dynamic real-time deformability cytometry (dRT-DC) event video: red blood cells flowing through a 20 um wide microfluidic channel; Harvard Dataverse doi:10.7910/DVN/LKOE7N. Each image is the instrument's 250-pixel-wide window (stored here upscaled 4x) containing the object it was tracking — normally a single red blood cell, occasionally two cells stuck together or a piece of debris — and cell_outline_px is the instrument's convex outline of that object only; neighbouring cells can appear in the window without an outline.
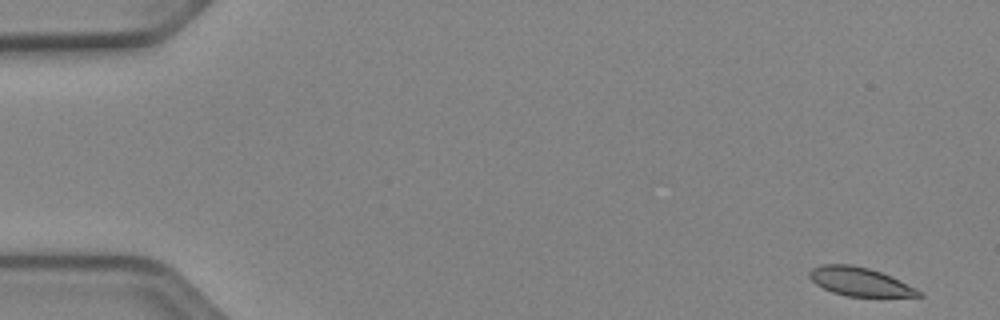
{"species": "Egyptian fruit bat (a non-hibernating species)", "species_latin": "Rousettus aegyptiacus", "temperature_condition": "cold", "stored_images_in_passage": 52, "camera_frame_rate_fps": 3000, "um_per_image_px": 0.085, "animal": {"sex": "female"}, "frame": {"image": 1, "passage_image": 1, "time_ms": 0.0, "image_size_px": [1000, 320], "cell_outline_px": [[924, 296], [848, 296], [832, 292], [816, 284], [808, 276], [808, 272], [812, 268], [820, 264], [852, 264], [868, 268], [880, 272], [916, 288]], "centroid_in_image_um": [73.02, 23.92], "position_along_channel_um": 12.0, "area_um2": 17.92}}
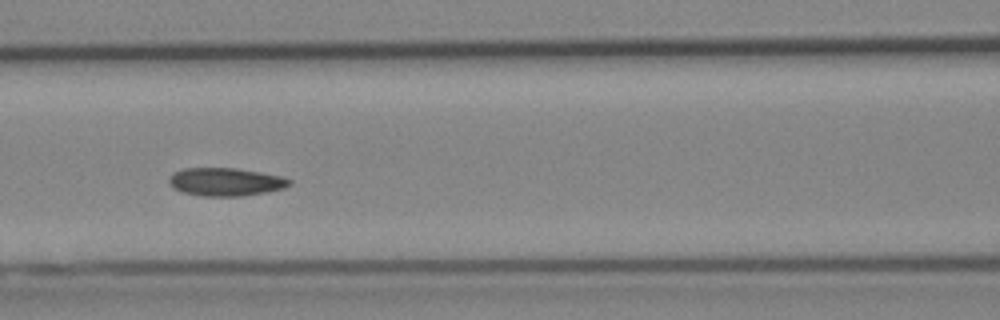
{"frame": {"image": 2, "passage_image": 22, "time_ms": 7.0, "image_size_px": [1000, 320], "cell_outline_px": [[292, 184], [284, 188], [268, 192], [240, 196], [204, 196], [180, 192], [172, 188], [168, 184], [168, 176], [172, 172], [184, 168], [236, 168], [284, 176], [292, 180]], "centroid_in_image_um": [19.15, 15.45], "position_along_channel_um": 147.4, "area_um2": 20.11}}
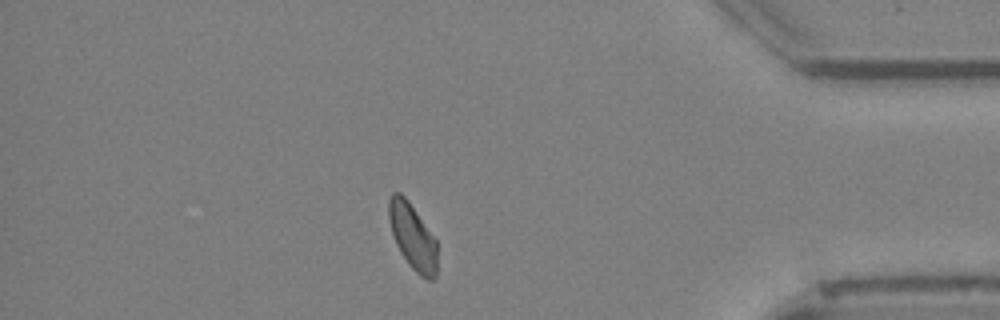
{"frame": {"image": 3, "passage_image": 44, "time_ms": 14.333, "image_size_px": [1000, 320], "cell_outline_px": [[436, 276], [432, 280], [428, 280], [420, 276], [408, 264], [400, 252], [396, 244], [388, 220], [388, 200], [392, 192], [400, 192], [408, 200], [436, 240]], "centroid_in_image_um": [35.05, 20.1], "position_along_channel_um": 400.2, "area_um2": 18.5}, "authors_computed_cell_mechanics": {"area_um2": 19.1318, "velocity_mm_per_s": 3.9128, "shape_relaxation_time_tau1_ms": null, "shape_relaxation_time_tau2_ms": 4.2953, "deformation_change_tau1": null, "deformation_change_tau2": 0.0644}}